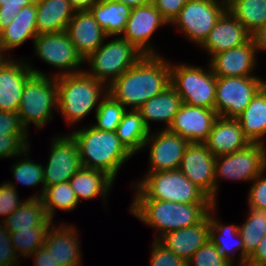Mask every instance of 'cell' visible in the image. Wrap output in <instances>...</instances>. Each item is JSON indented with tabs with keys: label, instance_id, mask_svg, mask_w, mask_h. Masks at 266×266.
<instances>
[{
	"label": "cell",
	"instance_id": "obj_1",
	"mask_svg": "<svg viewBox=\"0 0 266 266\" xmlns=\"http://www.w3.org/2000/svg\"><path fill=\"white\" fill-rule=\"evenodd\" d=\"M165 55H144L108 86V94L126 109L138 110L170 86V61Z\"/></svg>",
	"mask_w": 266,
	"mask_h": 266
},
{
	"label": "cell",
	"instance_id": "obj_2",
	"mask_svg": "<svg viewBox=\"0 0 266 266\" xmlns=\"http://www.w3.org/2000/svg\"><path fill=\"white\" fill-rule=\"evenodd\" d=\"M129 212L143 224L152 227L153 239L181 228L200 223L215 203L185 204L157 199H132Z\"/></svg>",
	"mask_w": 266,
	"mask_h": 266
},
{
	"label": "cell",
	"instance_id": "obj_3",
	"mask_svg": "<svg viewBox=\"0 0 266 266\" xmlns=\"http://www.w3.org/2000/svg\"><path fill=\"white\" fill-rule=\"evenodd\" d=\"M80 127L70 134L77 142L82 167L103 171L115 181L121 167L133 155L116 132L100 131L91 124Z\"/></svg>",
	"mask_w": 266,
	"mask_h": 266
},
{
	"label": "cell",
	"instance_id": "obj_4",
	"mask_svg": "<svg viewBox=\"0 0 266 266\" xmlns=\"http://www.w3.org/2000/svg\"><path fill=\"white\" fill-rule=\"evenodd\" d=\"M58 111L66 125L81 123L86 116L98 109L108 94V86L89 76L85 71L56 77Z\"/></svg>",
	"mask_w": 266,
	"mask_h": 266
},
{
	"label": "cell",
	"instance_id": "obj_5",
	"mask_svg": "<svg viewBox=\"0 0 266 266\" xmlns=\"http://www.w3.org/2000/svg\"><path fill=\"white\" fill-rule=\"evenodd\" d=\"M27 63L34 74L24 86L17 113L28 132L31 123L39 131L46 128V124L54 119V111H58V88L56 78L34 68L28 59Z\"/></svg>",
	"mask_w": 266,
	"mask_h": 266
},
{
	"label": "cell",
	"instance_id": "obj_6",
	"mask_svg": "<svg viewBox=\"0 0 266 266\" xmlns=\"http://www.w3.org/2000/svg\"><path fill=\"white\" fill-rule=\"evenodd\" d=\"M130 185L134 191L133 199H157L185 204L214 203L179 169L146 173L142 179Z\"/></svg>",
	"mask_w": 266,
	"mask_h": 266
},
{
	"label": "cell",
	"instance_id": "obj_7",
	"mask_svg": "<svg viewBox=\"0 0 266 266\" xmlns=\"http://www.w3.org/2000/svg\"><path fill=\"white\" fill-rule=\"evenodd\" d=\"M110 38L112 40L104 41L96 51L84 59V63L89 66L84 71L107 86L144 56L121 36H110Z\"/></svg>",
	"mask_w": 266,
	"mask_h": 266
},
{
	"label": "cell",
	"instance_id": "obj_8",
	"mask_svg": "<svg viewBox=\"0 0 266 266\" xmlns=\"http://www.w3.org/2000/svg\"><path fill=\"white\" fill-rule=\"evenodd\" d=\"M170 62V86L181 97L182 103L215 108L216 76L211 67Z\"/></svg>",
	"mask_w": 266,
	"mask_h": 266
},
{
	"label": "cell",
	"instance_id": "obj_9",
	"mask_svg": "<svg viewBox=\"0 0 266 266\" xmlns=\"http://www.w3.org/2000/svg\"><path fill=\"white\" fill-rule=\"evenodd\" d=\"M265 169L266 145L261 143H250L234 153L216 157L214 203L218 204L217 196L222 180L251 183Z\"/></svg>",
	"mask_w": 266,
	"mask_h": 266
},
{
	"label": "cell",
	"instance_id": "obj_10",
	"mask_svg": "<svg viewBox=\"0 0 266 266\" xmlns=\"http://www.w3.org/2000/svg\"><path fill=\"white\" fill-rule=\"evenodd\" d=\"M226 11L227 0H188L170 26L200 47Z\"/></svg>",
	"mask_w": 266,
	"mask_h": 266
},
{
	"label": "cell",
	"instance_id": "obj_11",
	"mask_svg": "<svg viewBox=\"0 0 266 266\" xmlns=\"http://www.w3.org/2000/svg\"><path fill=\"white\" fill-rule=\"evenodd\" d=\"M266 84L257 76L216 77L215 108L218 116L237 118Z\"/></svg>",
	"mask_w": 266,
	"mask_h": 266
},
{
	"label": "cell",
	"instance_id": "obj_12",
	"mask_svg": "<svg viewBox=\"0 0 266 266\" xmlns=\"http://www.w3.org/2000/svg\"><path fill=\"white\" fill-rule=\"evenodd\" d=\"M34 53L46 65L56 68L50 76L56 78L84 71V59L77 52L67 33L38 35L33 41ZM83 64V65H82Z\"/></svg>",
	"mask_w": 266,
	"mask_h": 266
},
{
	"label": "cell",
	"instance_id": "obj_13",
	"mask_svg": "<svg viewBox=\"0 0 266 266\" xmlns=\"http://www.w3.org/2000/svg\"><path fill=\"white\" fill-rule=\"evenodd\" d=\"M50 143L48 161L43 164L45 187L69 181L82 167L77 142L70 133L55 134Z\"/></svg>",
	"mask_w": 266,
	"mask_h": 266
},
{
	"label": "cell",
	"instance_id": "obj_14",
	"mask_svg": "<svg viewBox=\"0 0 266 266\" xmlns=\"http://www.w3.org/2000/svg\"><path fill=\"white\" fill-rule=\"evenodd\" d=\"M167 25H169L168 22L151 2L132 8L121 37L133 44L144 55H163L151 41L154 33Z\"/></svg>",
	"mask_w": 266,
	"mask_h": 266
},
{
	"label": "cell",
	"instance_id": "obj_15",
	"mask_svg": "<svg viewBox=\"0 0 266 266\" xmlns=\"http://www.w3.org/2000/svg\"><path fill=\"white\" fill-rule=\"evenodd\" d=\"M155 131L149 132L143 146V150H149V170L145 173L179 169L189 142L168 129Z\"/></svg>",
	"mask_w": 266,
	"mask_h": 266
},
{
	"label": "cell",
	"instance_id": "obj_16",
	"mask_svg": "<svg viewBox=\"0 0 266 266\" xmlns=\"http://www.w3.org/2000/svg\"><path fill=\"white\" fill-rule=\"evenodd\" d=\"M215 156L204 143H189L179 170L214 202Z\"/></svg>",
	"mask_w": 266,
	"mask_h": 266
},
{
	"label": "cell",
	"instance_id": "obj_17",
	"mask_svg": "<svg viewBox=\"0 0 266 266\" xmlns=\"http://www.w3.org/2000/svg\"><path fill=\"white\" fill-rule=\"evenodd\" d=\"M52 225L43 246L59 266H83L82 244L78 228L71 223L60 222ZM79 233V234H78Z\"/></svg>",
	"mask_w": 266,
	"mask_h": 266
},
{
	"label": "cell",
	"instance_id": "obj_18",
	"mask_svg": "<svg viewBox=\"0 0 266 266\" xmlns=\"http://www.w3.org/2000/svg\"><path fill=\"white\" fill-rule=\"evenodd\" d=\"M258 52L251 38L244 45L213 55L208 61L216 77L257 76ZM255 70V71H254Z\"/></svg>",
	"mask_w": 266,
	"mask_h": 266
},
{
	"label": "cell",
	"instance_id": "obj_19",
	"mask_svg": "<svg viewBox=\"0 0 266 266\" xmlns=\"http://www.w3.org/2000/svg\"><path fill=\"white\" fill-rule=\"evenodd\" d=\"M217 117L214 109L182 103L168 130L189 143H204Z\"/></svg>",
	"mask_w": 266,
	"mask_h": 266
},
{
	"label": "cell",
	"instance_id": "obj_20",
	"mask_svg": "<svg viewBox=\"0 0 266 266\" xmlns=\"http://www.w3.org/2000/svg\"><path fill=\"white\" fill-rule=\"evenodd\" d=\"M9 57L0 67V111L17 112L27 80L34 74L27 58Z\"/></svg>",
	"mask_w": 266,
	"mask_h": 266
},
{
	"label": "cell",
	"instance_id": "obj_21",
	"mask_svg": "<svg viewBox=\"0 0 266 266\" xmlns=\"http://www.w3.org/2000/svg\"><path fill=\"white\" fill-rule=\"evenodd\" d=\"M65 32L83 59L109 39L89 10L75 11Z\"/></svg>",
	"mask_w": 266,
	"mask_h": 266
},
{
	"label": "cell",
	"instance_id": "obj_22",
	"mask_svg": "<svg viewBox=\"0 0 266 266\" xmlns=\"http://www.w3.org/2000/svg\"><path fill=\"white\" fill-rule=\"evenodd\" d=\"M251 34L227 10L214 25L204 43L199 47L211 58L213 55L244 45Z\"/></svg>",
	"mask_w": 266,
	"mask_h": 266
},
{
	"label": "cell",
	"instance_id": "obj_23",
	"mask_svg": "<svg viewBox=\"0 0 266 266\" xmlns=\"http://www.w3.org/2000/svg\"><path fill=\"white\" fill-rule=\"evenodd\" d=\"M216 211L218 210L215 203L207 214L211 225L209 240L216 246L218 254L233 266L235 261L244 260L243 240L238 224H226L218 218ZM236 253L238 257H235Z\"/></svg>",
	"mask_w": 266,
	"mask_h": 266
},
{
	"label": "cell",
	"instance_id": "obj_24",
	"mask_svg": "<svg viewBox=\"0 0 266 266\" xmlns=\"http://www.w3.org/2000/svg\"><path fill=\"white\" fill-rule=\"evenodd\" d=\"M204 144L218 157L241 150L249 145L250 141L244 136L237 118L218 116Z\"/></svg>",
	"mask_w": 266,
	"mask_h": 266
},
{
	"label": "cell",
	"instance_id": "obj_25",
	"mask_svg": "<svg viewBox=\"0 0 266 266\" xmlns=\"http://www.w3.org/2000/svg\"><path fill=\"white\" fill-rule=\"evenodd\" d=\"M210 227L207 215L197 225L165 233L158 240L169 251L187 262L202 245L209 241Z\"/></svg>",
	"mask_w": 266,
	"mask_h": 266
},
{
	"label": "cell",
	"instance_id": "obj_26",
	"mask_svg": "<svg viewBox=\"0 0 266 266\" xmlns=\"http://www.w3.org/2000/svg\"><path fill=\"white\" fill-rule=\"evenodd\" d=\"M37 36L36 2L34 1L23 7L16 14L13 22L0 33V49L12 57L13 49L20 47L29 39L33 42Z\"/></svg>",
	"mask_w": 266,
	"mask_h": 266
},
{
	"label": "cell",
	"instance_id": "obj_27",
	"mask_svg": "<svg viewBox=\"0 0 266 266\" xmlns=\"http://www.w3.org/2000/svg\"><path fill=\"white\" fill-rule=\"evenodd\" d=\"M69 183L79 202L100 196L105 208L115 181L103 171L81 167Z\"/></svg>",
	"mask_w": 266,
	"mask_h": 266
},
{
	"label": "cell",
	"instance_id": "obj_28",
	"mask_svg": "<svg viewBox=\"0 0 266 266\" xmlns=\"http://www.w3.org/2000/svg\"><path fill=\"white\" fill-rule=\"evenodd\" d=\"M35 2L38 35L66 31L75 13L69 0H36Z\"/></svg>",
	"mask_w": 266,
	"mask_h": 266
},
{
	"label": "cell",
	"instance_id": "obj_29",
	"mask_svg": "<svg viewBox=\"0 0 266 266\" xmlns=\"http://www.w3.org/2000/svg\"><path fill=\"white\" fill-rule=\"evenodd\" d=\"M181 104V97L171 86H168L162 93L145 102L138 111L145 126L151 132V122H163L164 126L162 125L159 129H168Z\"/></svg>",
	"mask_w": 266,
	"mask_h": 266
},
{
	"label": "cell",
	"instance_id": "obj_30",
	"mask_svg": "<svg viewBox=\"0 0 266 266\" xmlns=\"http://www.w3.org/2000/svg\"><path fill=\"white\" fill-rule=\"evenodd\" d=\"M237 119L250 143L266 145V85L255 94Z\"/></svg>",
	"mask_w": 266,
	"mask_h": 266
},
{
	"label": "cell",
	"instance_id": "obj_31",
	"mask_svg": "<svg viewBox=\"0 0 266 266\" xmlns=\"http://www.w3.org/2000/svg\"><path fill=\"white\" fill-rule=\"evenodd\" d=\"M132 8L113 0H100L89 11L107 36H121Z\"/></svg>",
	"mask_w": 266,
	"mask_h": 266
},
{
	"label": "cell",
	"instance_id": "obj_32",
	"mask_svg": "<svg viewBox=\"0 0 266 266\" xmlns=\"http://www.w3.org/2000/svg\"><path fill=\"white\" fill-rule=\"evenodd\" d=\"M149 132L141 113L138 110L129 109L124 113L116 130L120 142L133 156L142 152Z\"/></svg>",
	"mask_w": 266,
	"mask_h": 266
},
{
	"label": "cell",
	"instance_id": "obj_33",
	"mask_svg": "<svg viewBox=\"0 0 266 266\" xmlns=\"http://www.w3.org/2000/svg\"><path fill=\"white\" fill-rule=\"evenodd\" d=\"M48 219L41 199L26 198V201L1 224L12 234L18 230L42 226Z\"/></svg>",
	"mask_w": 266,
	"mask_h": 266
},
{
	"label": "cell",
	"instance_id": "obj_34",
	"mask_svg": "<svg viewBox=\"0 0 266 266\" xmlns=\"http://www.w3.org/2000/svg\"><path fill=\"white\" fill-rule=\"evenodd\" d=\"M31 146L27 147L22 154L18 155L16 161L11 165L10 170L13 174V179L17 180L18 184H22L27 187H37L41 186V190L39 192L33 193L31 197L28 198H35L40 199L43 195L45 185H44V175H43V164L37 163L35 160H31L29 157L31 154L30 148ZM22 157V158H21Z\"/></svg>",
	"mask_w": 266,
	"mask_h": 266
},
{
	"label": "cell",
	"instance_id": "obj_35",
	"mask_svg": "<svg viewBox=\"0 0 266 266\" xmlns=\"http://www.w3.org/2000/svg\"><path fill=\"white\" fill-rule=\"evenodd\" d=\"M227 10L251 35L266 24V0H227Z\"/></svg>",
	"mask_w": 266,
	"mask_h": 266
},
{
	"label": "cell",
	"instance_id": "obj_36",
	"mask_svg": "<svg viewBox=\"0 0 266 266\" xmlns=\"http://www.w3.org/2000/svg\"><path fill=\"white\" fill-rule=\"evenodd\" d=\"M238 229L244 244L245 260L254 253L266 234V209L248 207L246 219Z\"/></svg>",
	"mask_w": 266,
	"mask_h": 266
},
{
	"label": "cell",
	"instance_id": "obj_37",
	"mask_svg": "<svg viewBox=\"0 0 266 266\" xmlns=\"http://www.w3.org/2000/svg\"><path fill=\"white\" fill-rule=\"evenodd\" d=\"M49 219L54 220L56 211H74L79 205L69 181L45 187L40 198ZM59 209V210H57Z\"/></svg>",
	"mask_w": 266,
	"mask_h": 266
},
{
	"label": "cell",
	"instance_id": "obj_38",
	"mask_svg": "<svg viewBox=\"0 0 266 266\" xmlns=\"http://www.w3.org/2000/svg\"><path fill=\"white\" fill-rule=\"evenodd\" d=\"M54 223L53 220L48 219L42 226L18 230L10 234L18 257L22 256L25 260L30 259L31 255L43 246L47 233Z\"/></svg>",
	"mask_w": 266,
	"mask_h": 266
},
{
	"label": "cell",
	"instance_id": "obj_39",
	"mask_svg": "<svg viewBox=\"0 0 266 266\" xmlns=\"http://www.w3.org/2000/svg\"><path fill=\"white\" fill-rule=\"evenodd\" d=\"M127 109L118 101H115L109 94L101 101L95 112L96 123H91L100 131L116 132L122 117Z\"/></svg>",
	"mask_w": 266,
	"mask_h": 266
},
{
	"label": "cell",
	"instance_id": "obj_40",
	"mask_svg": "<svg viewBox=\"0 0 266 266\" xmlns=\"http://www.w3.org/2000/svg\"><path fill=\"white\" fill-rule=\"evenodd\" d=\"M13 181H3L0 184V219L2 223L7 217H9L15 210H17L26 199L19 200L18 188L15 185L16 182Z\"/></svg>",
	"mask_w": 266,
	"mask_h": 266
},
{
	"label": "cell",
	"instance_id": "obj_41",
	"mask_svg": "<svg viewBox=\"0 0 266 266\" xmlns=\"http://www.w3.org/2000/svg\"><path fill=\"white\" fill-rule=\"evenodd\" d=\"M187 266H232L222 258L216 246L209 240L202 245L186 262Z\"/></svg>",
	"mask_w": 266,
	"mask_h": 266
},
{
	"label": "cell",
	"instance_id": "obj_42",
	"mask_svg": "<svg viewBox=\"0 0 266 266\" xmlns=\"http://www.w3.org/2000/svg\"><path fill=\"white\" fill-rule=\"evenodd\" d=\"M0 133L17 135L28 147L31 146L30 132L23 126L17 112L0 111Z\"/></svg>",
	"mask_w": 266,
	"mask_h": 266
},
{
	"label": "cell",
	"instance_id": "obj_43",
	"mask_svg": "<svg viewBox=\"0 0 266 266\" xmlns=\"http://www.w3.org/2000/svg\"><path fill=\"white\" fill-rule=\"evenodd\" d=\"M150 266H187L186 262L169 251L158 239L152 240Z\"/></svg>",
	"mask_w": 266,
	"mask_h": 266
},
{
	"label": "cell",
	"instance_id": "obj_44",
	"mask_svg": "<svg viewBox=\"0 0 266 266\" xmlns=\"http://www.w3.org/2000/svg\"><path fill=\"white\" fill-rule=\"evenodd\" d=\"M247 193L248 207L266 209V169L251 183Z\"/></svg>",
	"mask_w": 266,
	"mask_h": 266
},
{
	"label": "cell",
	"instance_id": "obj_45",
	"mask_svg": "<svg viewBox=\"0 0 266 266\" xmlns=\"http://www.w3.org/2000/svg\"><path fill=\"white\" fill-rule=\"evenodd\" d=\"M20 263L21 258L12 245L10 233L0 223V266H21Z\"/></svg>",
	"mask_w": 266,
	"mask_h": 266
},
{
	"label": "cell",
	"instance_id": "obj_46",
	"mask_svg": "<svg viewBox=\"0 0 266 266\" xmlns=\"http://www.w3.org/2000/svg\"><path fill=\"white\" fill-rule=\"evenodd\" d=\"M34 0H0V33L6 29L16 17V14Z\"/></svg>",
	"mask_w": 266,
	"mask_h": 266
},
{
	"label": "cell",
	"instance_id": "obj_47",
	"mask_svg": "<svg viewBox=\"0 0 266 266\" xmlns=\"http://www.w3.org/2000/svg\"><path fill=\"white\" fill-rule=\"evenodd\" d=\"M28 146L17 135H6V133H0V159L5 158L13 159L22 152Z\"/></svg>",
	"mask_w": 266,
	"mask_h": 266
},
{
	"label": "cell",
	"instance_id": "obj_48",
	"mask_svg": "<svg viewBox=\"0 0 266 266\" xmlns=\"http://www.w3.org/2000/svg\"><path fill=\"white\" fill-rule=\"evenodd\" d=\"M187 1L188 0H152V3L170 25Z\"/></svg>",
	"mask_w": 266,
	"mask_h": 266
},
{
	"label": "cell",
	"instance_id": "obj_49",
	"mask_svg": "<svg viewBox=\"0 0 266 266\" xmlns=\"http://www.w3.org/2000/svg\"><path fill=\"white\" fill-rule=\"evenodd\" d=\"M31 256L34 266H59L44 246L39 247Z\"/></svg>",
	"mask_w": 266,
	"mask_h": 266
},
{
	"label": "cell",
	"instance_id": "obj_50",
	"mask_svg": "<svg viewBox=\"0 0 266 266\" xmlns=\"http://www.w3.org/2000/svg\"><path fill=\"white\" fill-rule=\"evenodd\" d=\"M250 261L262 266H266V234L254 253L248 258Z\"/></svg>",
	"mask_w": 266,
	"mask_h": 266
},
{
	"label": "cell",
	"instance_id": "obj_51",
	"mask_svg": "<svg viewBox=\"0 0 266 266\" xmlns=\"http://www.w3.org/2000/svg\"><path fill=\"white\" fill-rule=\"evenodd\" d=\"M251 38L254 41L257 52H266V24L260 27L257 31H255L251 35Z\"/></svg>",
	"mask_w": 266,
	"mask_h": 266
},
{
	"label": "cell",
	"instance_id": "obj_52",
	"mask_svg": "<svg viewBox=\"0 0 266 266\" xmlns=\"http://www.w3.org/2000/svg\"><path fill=\"white\" fill-rule=\"evenodd\" d=\"M75 11L89 10L95 3L100 0H69Z\"/></svg>",
	"mask_w": 266,
	"mask_h": 266
},
{
	"label": "cell",
	"instance_id": "obj_53",
	"mask_svg": "<svg viewBox=\"0 0 266 266\" xmlns=\"http://www.w3.org/2000/svg\"><path fill=\"white\" fill-rule=\"evenodd\" d=\"M113 1L124 3L125 5L130 6L131 8L143 6L152 2V0H113Z\"/></svg>",
	"mask_w": 266,
	"mask_h": 266
},
{
	"label": "cell",
	"instance_id": "obj_54",
	"mask_svg": "<svg viewBox=\"0 0 266 266\" xmlns=\"http://www.w3.org/2000/svg\"><path fill=\"white\" fill-rule=\"evenodd\" d=\"M233 266H262L257 263L250 261L249 259L242 260L240 262H235Z\"/></svg>",
	"mask_w": 266,
	"mask_h": 266
},
{
	"label": "cell",
	"instance_id": "obj_55",
	"mask_svg": "<svg viewBox=\"0 0 266 266\" xmlns=\"http://www.w3.org/2000/svg\"><path fill=\"white\" fill-rule=\"evenodd\" d=\"M9 57L10 56H8L4 52H2L1 49H0V67Z\"/></svg>",
	"mask_w": 266,
	"mask_h": 266
}]
</instances>
